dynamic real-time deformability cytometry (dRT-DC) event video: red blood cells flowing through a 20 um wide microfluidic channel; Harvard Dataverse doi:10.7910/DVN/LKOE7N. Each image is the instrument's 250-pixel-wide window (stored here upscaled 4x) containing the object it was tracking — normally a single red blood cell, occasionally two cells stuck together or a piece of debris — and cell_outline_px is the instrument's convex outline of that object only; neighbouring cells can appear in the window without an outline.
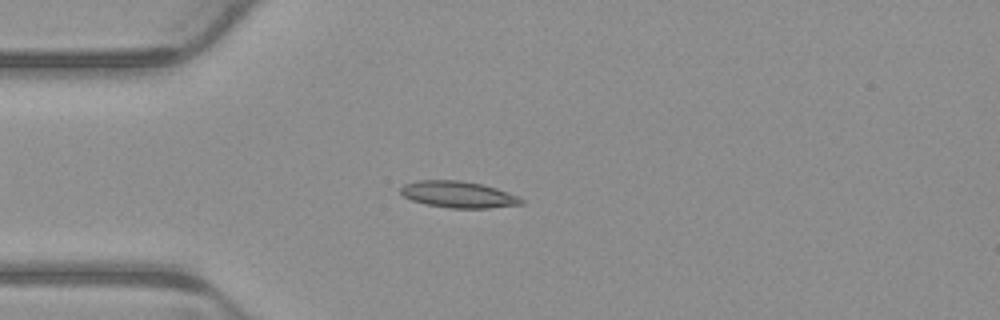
{"species": "common noctule bat (a hibernating species)", "species_latin": "Nyctalus noctula", "temperature_condition": "warm", "stored_images_in_passage": 4, "camera_frame_rate_fps": 3000, "um_per_image_px": 0.085, "animal": {"sex": "male", "body_mass_g": 23.1, "forearm_length_mm": 52.7}, "frame": {"image": 1, "passage_image": 4, "time_ms": 1.0, "image_size_px": [1000, 320], "cell_outline_px": [[524, 204], [488, 208], [448, 208], [428, 204], [412, 200], [404, 196], [400, 192], [400, 188], [404, 184], [416, 180], [460, 180], [480, 184], [496, 188], [516, 196], [524, 200]], "centroid_in_image_um": [38.93, 16.53], "position_along_channel_um": 46.1, "area_um2": 18.5}}